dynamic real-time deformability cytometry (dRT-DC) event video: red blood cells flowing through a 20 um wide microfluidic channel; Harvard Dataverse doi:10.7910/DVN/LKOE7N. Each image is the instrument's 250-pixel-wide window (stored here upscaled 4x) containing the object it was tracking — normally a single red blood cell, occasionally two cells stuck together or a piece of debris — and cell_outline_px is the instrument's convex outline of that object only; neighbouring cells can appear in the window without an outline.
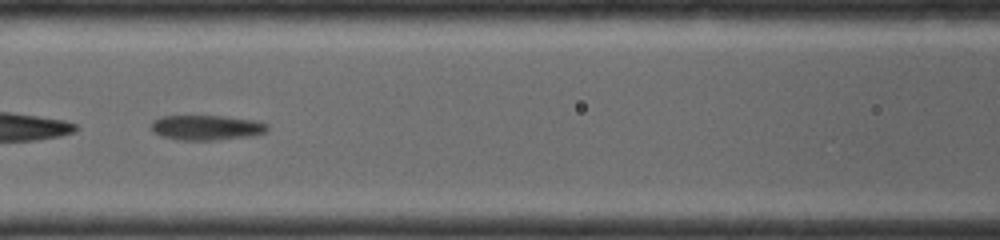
{"species": "common noctule bat (a hibernating species)", "species_latin": "Nyctalus noctula", "temperature_condition": "room temperature", "stored_images_in_passage": 36, "camera_frame_rate_fps": 4000, "um_per_image_px": 0.085, "animal": {"sex": "female", "body_mass_g": 19.0, "forearm_length_mm": 56.7}, "frame": {"image": 1, "passage_image": 8, "time_ms": 2.0, "image_size_px": [1000, 240], "cell_outline_px": [[268, 128], [264, 132], [252, 136], [216, 140], [180, 140], [160, 136], [152, 132], [152, 120], [160, 116], [224, 116], [256, 120], [268, 124]], "centroid_in_image_um": [17.54, 10.84], "position_along_channel_um": 149.1, "area_um2": 17.05}}
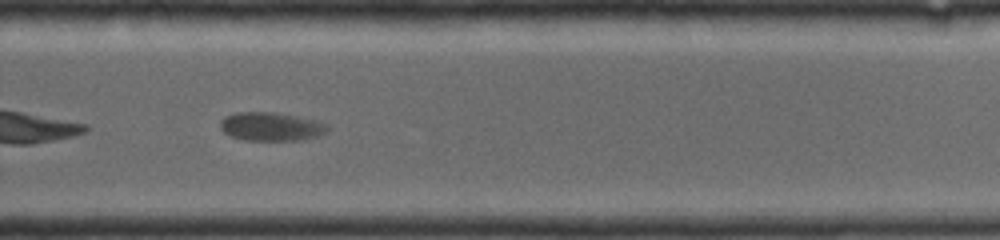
{"frame": {"image": 2, "passage_image": 20, "time_ms": 5.5, "image_size_px": [1000, 240], "cell_outline_px": [[328, 128], [324, 132], [316, 136], [300, 140], [244, 140], [232, 136], [224, 132], [220, 128], [220, 120], [224, 116], [236, 112], [276, 112], [316, 120], [328, 124]], "centroid_in_image_um": [23.0, 10.74], "position_along_channel_um": 306.8, "area_um2": 17.8}}
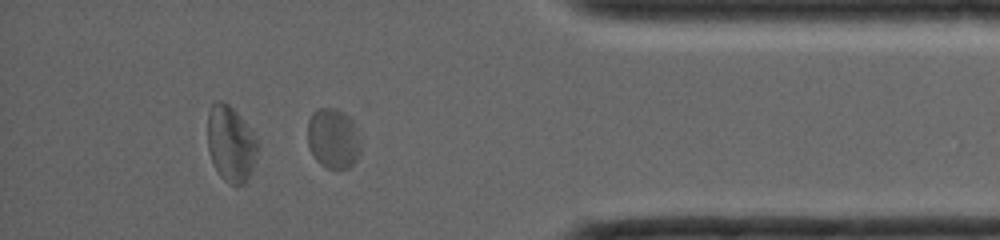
{"frame": {"image": 3, "passage_image": 29, "time_ms": 8.0, "image_size_px": [1000, 240], "cell_outline_px": [[360, 152], [356, 160], [348, 168], [328, 168], [320, 164], [316, 160], [308, 144], [308, 120], [312, 112], [316, 108], [336, 108], [344, 112], [352, 120], [360, 136]], "centroid_in_image_um": [28.32, 11.74], "position_along_channel_um": 406.9, "area_um2": 18.73}}